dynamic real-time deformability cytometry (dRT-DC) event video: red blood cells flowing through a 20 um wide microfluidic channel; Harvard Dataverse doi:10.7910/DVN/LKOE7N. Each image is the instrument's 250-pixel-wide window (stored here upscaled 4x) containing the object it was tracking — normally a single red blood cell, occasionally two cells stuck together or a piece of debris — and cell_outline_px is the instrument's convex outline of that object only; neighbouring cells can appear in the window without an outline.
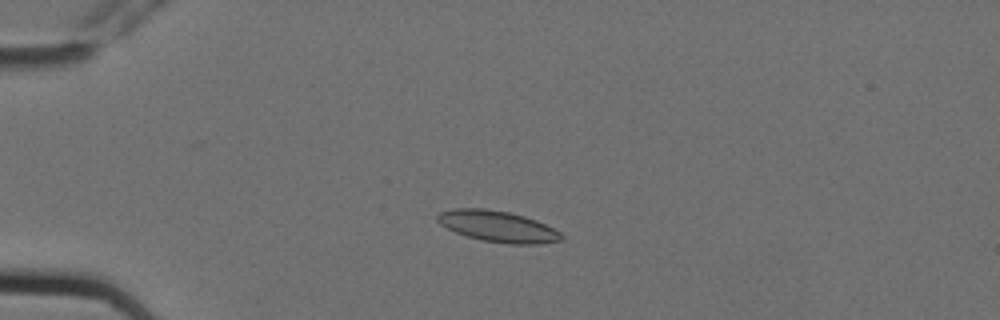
{"species": "Egyptian fruit bat (a non-hibernating species)", "species_latin": "Rousettus aegyptiacus", "temperature_condition": "cold", "stored_images_in_passage": 4, "camera_frame_rate_fps": 3000, "um_per_image_px": 0.085, "animal": {"sex": "female"}, "frame": {"image": 1, "passage_image": 3, "time_ms": 0.667, "image_size_px": [1000, 320], "cell_outline_px": [[564, 240], [540, 244], [508, 244], [480, 240], [456, 232], [440, 224], [436, 220], [436, 216], [440, 212], [452, 208], [484, 208], [508, 212], [524, 216], [536, 220], [560, 232], [564, 236]], "centroid_in_image_um": [42.31, 19.25], "position_along_channel_um": 42.7, "area_um2": 22.54}}